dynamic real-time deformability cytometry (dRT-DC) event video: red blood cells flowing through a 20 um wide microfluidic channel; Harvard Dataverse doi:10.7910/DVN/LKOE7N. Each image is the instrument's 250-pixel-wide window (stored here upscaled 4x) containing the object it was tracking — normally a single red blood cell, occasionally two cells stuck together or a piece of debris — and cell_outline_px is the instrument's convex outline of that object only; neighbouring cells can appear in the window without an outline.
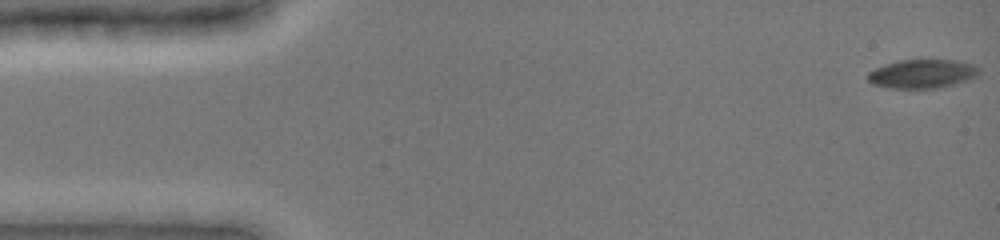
{"species": "common noctule bat (a hibernating species)", "species_latin": "Nyctalus noctula", "temperature_condition": "cold", "stored_images_in_passage": 32, "camera_frame_rate_fps": 3000, "um_per_image_px": 0.085, "animal": {"sex": "female", "body_mass_g": 19.0, "forearm_length_mm": 51.5}, "frame": {"image": 1, "passage_image": 1, "time_ms": 0.0, "image_size_px": [1000, 240], "cell_outline_px": [[980, 68], [976, 76], [968, 80], [936, 88], [888, 88], [872, 84], [868, 80], [868, 72], [884, 64], [900, 60], [960, 60], [976, 64]], "centroid_in_image_um": [78.4, 6.26], "position_along_channel_um": 6.6, "area_um2": 18.73}}
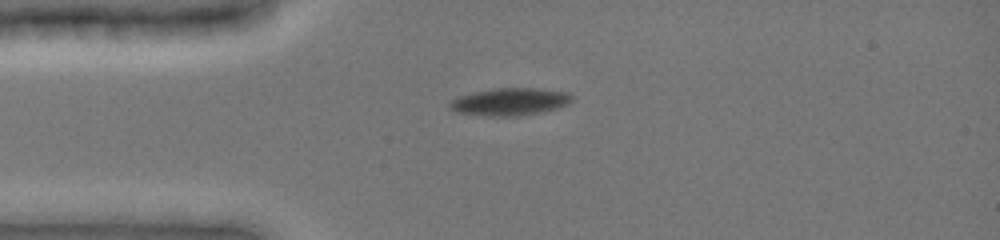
{"frame": {"image": 2, "passage_image": 21, "time_ms": 3.667, "image_size_px": [1000, 240], "cell_outline_px": [[572, 100], [568, 104], [544, 112], [520, 116], [488, 116], [456, 112], [448, 108], [448, 104], [452, 100], [460, 96], [476, 92], [496, 88], [540, 88], [568, 92], [572, 96]], "centroid_in_image_um": [43.37, 8.65], "position_along_channel_um": 41.6, "area_um2": 19.59}}
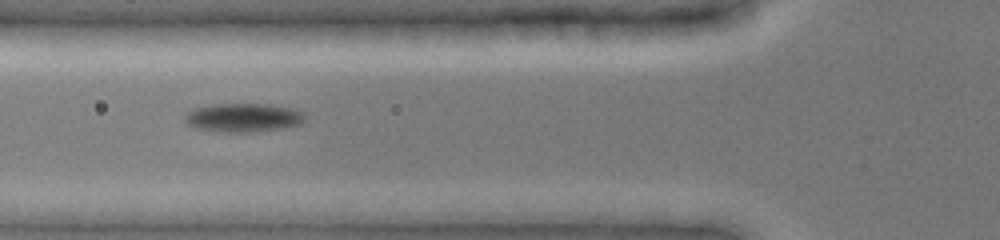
{"frame": {"image": 3, "passage_image": 31, "time_ms": 5.667, "image_size_px": [1000, 240], "cell_outline_px": [[304, 120], [300, 124], [284, 128], [252, 132], [220, 132], [196, 128], [188, 124], [184, 120], [184, 112], [196, 108], [212, 104], [268, 104], [288, 108], [304, 112]], "centroid_in_image_um": [20.64, 10.0], "position_along_channel_um": 105.2, "area_um2": 20.11}}